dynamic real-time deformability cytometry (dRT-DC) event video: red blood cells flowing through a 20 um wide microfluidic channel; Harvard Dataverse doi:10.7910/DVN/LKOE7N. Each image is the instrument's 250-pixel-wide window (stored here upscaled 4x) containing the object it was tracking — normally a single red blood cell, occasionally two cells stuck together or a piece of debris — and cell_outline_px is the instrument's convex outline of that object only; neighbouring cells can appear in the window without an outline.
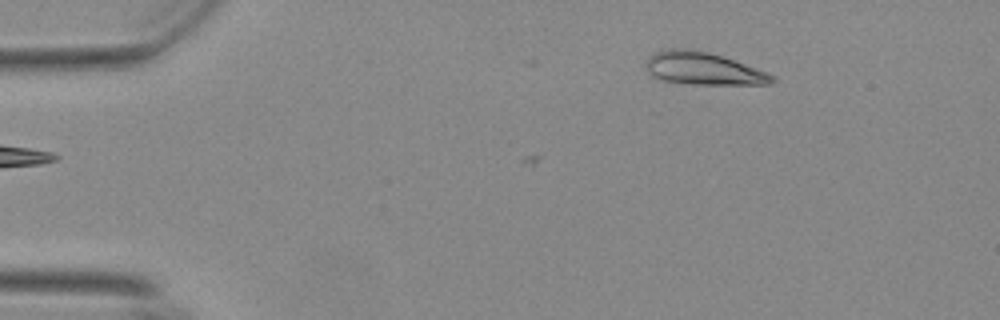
{"species": "Egyptian fruit bat (a non-hibernating species)", "species_latin": "Rousettus aegyptiacus", "temperature_condition": "warm", "stored_images_in_passage": 30, "camera_frame_rate_fps": 3000, "um_per_image_px": 0.085, "animal": {"sex": "female"}, "frame": {"image": 1, "passage_image": 1, "time_ms": 0.0, "image_size_px": [1000, 320], "cell_outline_px": [[776, 80], [772, 84], [704, 88], [660, 80], [652, 76], [648, 72], [644, 64], [648, 56], [652, 52], [664, 48], [692, 48], [708, 52], [744, 64], [776, 76]], "centroid_in_image_um": [59.75, 5.89], "position_along_channel_um": 25.3, "area_um2": 25.55}}
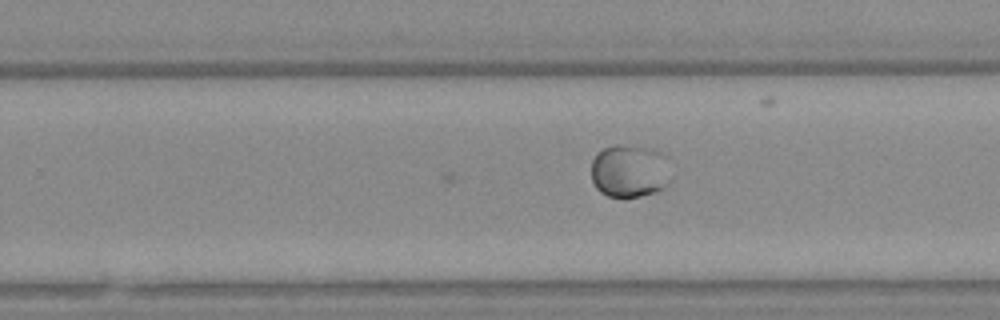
{"frame": {"image": 2, "passage_image": 30, "time_ms": 9.667, "image_size_px": [1000, 320], "cell_outline_px": [[672, 180], [664, 188], [656, 192], [640, 196], [608, 196], [600, 192], [596, 188], [592, 180], [592, 160], [596, 152], [612, 144], [624, 144], [652, 148], [664, 152], [668, 156]], "centroid_in_image_um": [53.57, 14.5], "position_along_channel_um": 276.2, "area_um2": 25.43}}